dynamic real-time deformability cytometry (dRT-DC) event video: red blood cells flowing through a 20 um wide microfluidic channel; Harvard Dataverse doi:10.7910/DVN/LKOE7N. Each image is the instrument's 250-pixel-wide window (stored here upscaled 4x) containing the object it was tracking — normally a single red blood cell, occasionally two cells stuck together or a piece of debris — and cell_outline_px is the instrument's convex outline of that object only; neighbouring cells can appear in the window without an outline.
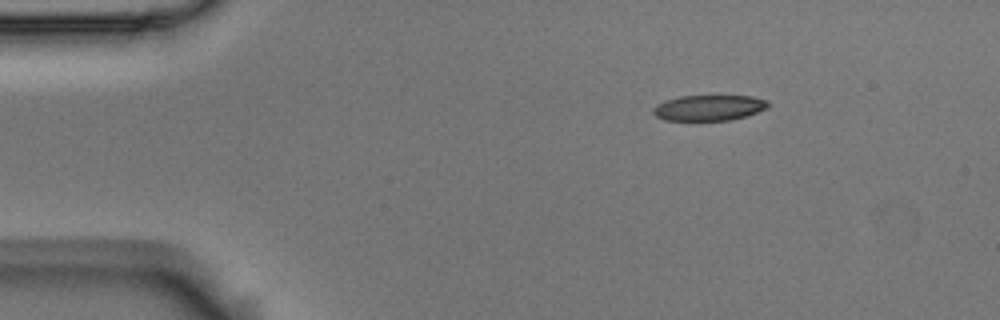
{"species": "Egyptian fruit bat (a non-hibernating species)", "species_latin": "Rousettus aegyptiacus", "temperature_condition": "room temperature", "stored_images_in_passage": 4, "segment_of_instrument_passage": [1, 2], "camera_frame_rate_fps": 3000, "um_per_image_px": 0.085, "animal": {"sex": "male"}, "frame": {"image": 1, "passage_image": 1, "time_ms": 0.0, "image_size_px": [1000, 320], "cell_outline_px": [[768, 108], [744, 116], [728, 120], [664, 120], [656, 116], [652, 112], [652, 108], [656, 104], [664, 100], [680, 96], [752, 96], [768, 100]], "centroid_in_image_um": [60.22, 9.15], "position_along_channel_um": 24.8, "area_um2": 17.11}}